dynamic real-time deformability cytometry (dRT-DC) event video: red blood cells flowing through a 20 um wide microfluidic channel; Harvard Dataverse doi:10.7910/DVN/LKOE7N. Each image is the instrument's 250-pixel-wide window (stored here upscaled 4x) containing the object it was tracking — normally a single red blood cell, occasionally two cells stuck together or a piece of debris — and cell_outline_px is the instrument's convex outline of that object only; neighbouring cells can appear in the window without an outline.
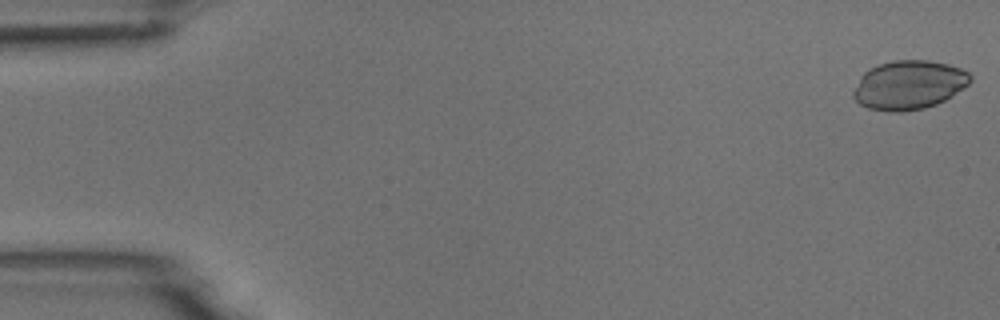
{"species": "common noctule bat (a hibernating species)", "species_latin": "Nyctalus noctula", "temperature_condition": "room temperature", "stored_images_in_passage": 53, "camera_frame_rate_fps": 3000, "um_per_image_px": 0.085, "animal": {"sex": "male", "body_mass_g": 18.8}, "frame": {"image": 1, "passage_image": 1, "time_ms": 0.0, "image_size_px": [1000, 320], "cell_outline_px": [[972, 80], [968, 84], [944, 100], [936, 104], [924, 108], [900, 112], [888, 112], [868, 108], [860, 104], [852, 96], [852, 92], [860, 76], [868, 68], [892, 60], [928, 60], [948, 64], [960, 68], [968, 72], [972, 76]], "centroid_in_image_um": [77.22, 7.22], "position_along_channel_um": 7.8, "area_um2": 33.41}}